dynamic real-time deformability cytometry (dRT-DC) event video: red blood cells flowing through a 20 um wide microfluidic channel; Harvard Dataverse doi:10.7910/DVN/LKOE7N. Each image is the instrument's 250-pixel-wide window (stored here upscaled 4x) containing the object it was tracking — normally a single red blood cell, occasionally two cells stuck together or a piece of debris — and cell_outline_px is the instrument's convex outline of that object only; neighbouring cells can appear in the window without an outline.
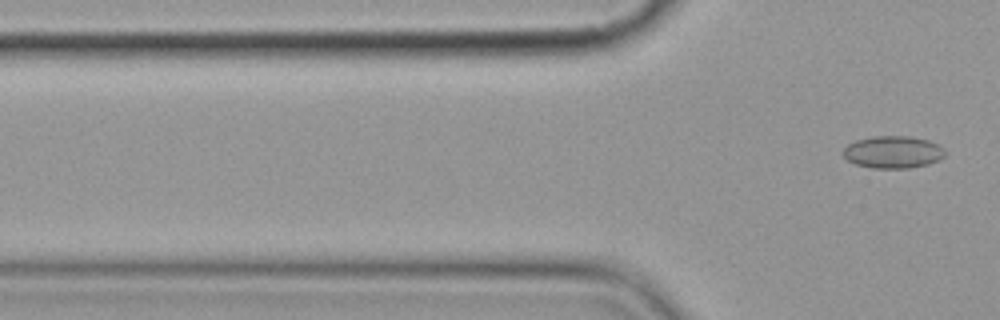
{"species": "common noctule bat (a hibernating species)", "species_latin": "Nyctalus noctula", "temperature_condition": "cold", "stored_images_in_passage": 8, "segment_of_instrument_passage": [2, 2], "camera_frame_rate_fps": 3000, "um_per_image_px": 0.085, "animal": {"sex": "female", "body_mass_g": 19.9}, "frame": {"image": 1, "passage_image": 8, "time_ms": 9.0, "image_size_px": [1000, 320], "cell_outline_px": [[944, 156], [928, 164], [908, 168], [872, 168], [856, 164], [848, 160], [840, 152], [848, 144], [856, 140], [872, 136], [908, 136], [928, 140], [944, 148]], "centroid_in_image_um": [75.86, 12.92], "position_along_channel_um": 49.9, "area_um2": 19.07}}